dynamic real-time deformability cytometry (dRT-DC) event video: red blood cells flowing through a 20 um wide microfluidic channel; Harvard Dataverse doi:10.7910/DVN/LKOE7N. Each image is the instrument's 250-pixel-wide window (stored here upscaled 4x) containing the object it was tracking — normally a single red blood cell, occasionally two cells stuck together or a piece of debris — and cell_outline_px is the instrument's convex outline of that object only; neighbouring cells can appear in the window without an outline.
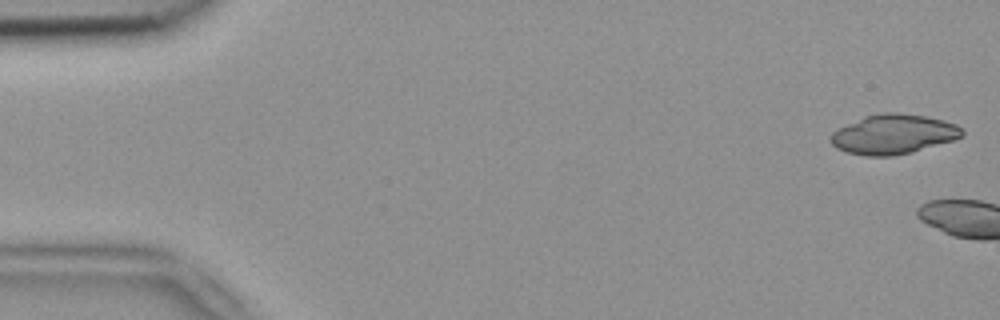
{"species": "common noctule bat (a hibernating species)", "species_latin": "Nyctalus noctula", "temperature_condition": "room temperature", "stored_images_in_passage": 2, "camera_frame_rate_fps": 3000, "um_per_image_px": 0.085, "animal": {"sex": "female", "body_mass_g": 18.4}, "frame": {"image": 1, "passage_image": 1, "time_ms": 0.0, "image_size_px": [1000, 320], "cell_outline_px": [[964, 136], [952, 140], [912, 152], [892, 156], [864, 156], [844, 152], [836, 148], [828, 140], [832, 132], [836, 128], [864, 116], [880, 112], [896, 112], [928, 116], [944, 120], [956, 124], [964, 128]], "centroid_in_image_um": [75.91, 11.4], "position_along_channel_um": 9.1, "area_um2": 30.87}}